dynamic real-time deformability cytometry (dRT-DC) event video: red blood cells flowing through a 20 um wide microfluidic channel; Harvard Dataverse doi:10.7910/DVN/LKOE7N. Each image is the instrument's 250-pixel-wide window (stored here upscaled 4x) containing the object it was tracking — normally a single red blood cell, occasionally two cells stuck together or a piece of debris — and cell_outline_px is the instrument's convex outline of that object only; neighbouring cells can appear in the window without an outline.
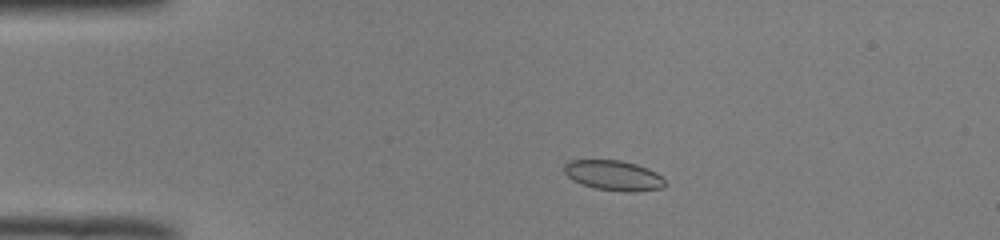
{"species": "common noctule bat (a hibernating species)", "species_latin": "Nyctalus noctula", "temperature_condition": "room temperature", "stored_images_in_passage": 48, "camera_frame_rate_fps": 3000, "um_per_image_px": 0.085, "animal": {"sex": "male", "body_mass_g": 19.0, "forearm_length_mm": 50.8}, "frame": {"image": 1, "passage_image": 8, "time_ms": 2.333, "image_size_px": [1000, 240], "cell_outline_px": [[668, 184], [664, 188], [636, 192], [624, 192], [596, 188], [580, 184], [572, 180], [564, 172], [564, 164], [568, 160], [620, 160], [636, 164], [648, 168], [656, 172]], "centroid_in_image_um": [52.17, 14.92], "position_along_channel_um": 32.8, "area_um2": 17.92}}
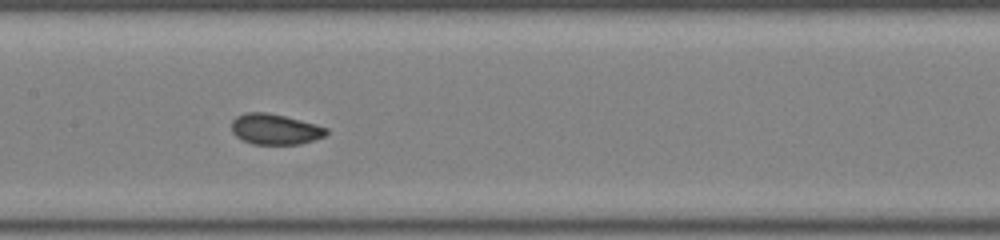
{"frame": {"image": 2, "passage_image": 23, "time_ms": 7.333, "image_size_px": [1000, 240], "cell_outline_px": [[328, 132], [324, 136], [300, 144], [252, 144], [236, 136], [232, 132], [232, 120], [236, 116], [244, 112], [268, 112], [316, 124], [328, 128]], "centroid_in_image_um": [23.36, 10.97], "position_along_channel_um": 184.0, "area_um2": 16.88}}
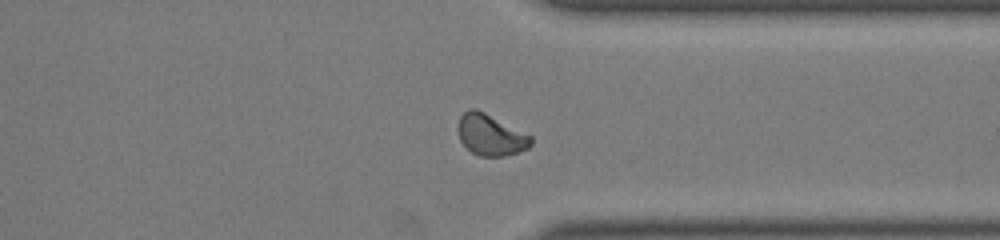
{"frame": {"image": 3, "passage_image": 37, "time_ms": 12.0, "image_size_px": [1000, 240], "cell_outline_px": [[532, 144], [528, 148], [504, 156], [480, 156], [472, 152], [460, 140], [456, 128], [460, 116], [468, 108], [476, 108], [532, 136]], "centroid_in_image_um": [41.67, 11.45], "position_along_channel_um": 369.7, "area_um2": 17.46}, "authors_computed_cell_mechanics": {"area_um2": 17.3111, "velocity_mm_per_s": 3.9956, "shape_relaxation_time_tau1_ms": 4.5084, "shape_relaxation_time_tau2_ms": 0.5819, "deformation_change_tau1": 0.1182, "deformation_change_tau2": 0.0364}}